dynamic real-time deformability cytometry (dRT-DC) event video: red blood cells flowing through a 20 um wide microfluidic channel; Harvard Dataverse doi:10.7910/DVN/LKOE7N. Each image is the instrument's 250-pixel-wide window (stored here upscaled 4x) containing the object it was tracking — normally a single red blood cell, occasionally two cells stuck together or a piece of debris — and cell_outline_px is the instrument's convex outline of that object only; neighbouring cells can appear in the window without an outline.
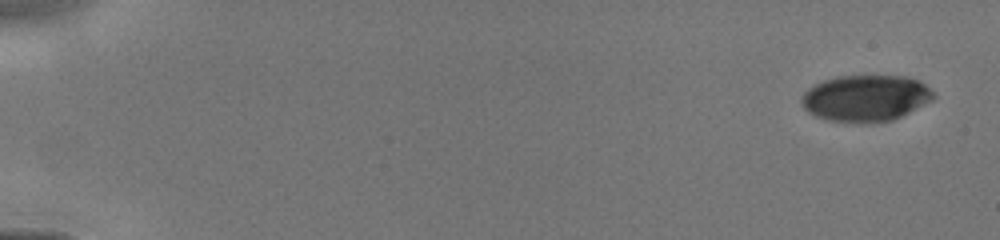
{"species": "human", "species_latin": "Homo sapiens", "temperature_condition": "cold", "stored_images_in_passage": 6, "camera_frame_rate_fps": 3000, "um_per_image_px": 0.085, "donor": {"sex": "male"}, "frame": {"image": 1, "passage_image": 1, "time_ms": 0.0, "image_size_px": [1000, 240], "cell_outline_px": [[936, 96], [932, 100], [892, 120], [872, 124], [860, 124], [828, 120], [816, 116], [808, 112], [804, 108], [800, 100], [804, 92], [808, 88], [824, 80], [836, 76], [908, 76], [924, 84]], "centroid_in_image_um": [73.55, 8.36], "position_along_channel_um": 11.5, "area_um2": 35.78}}
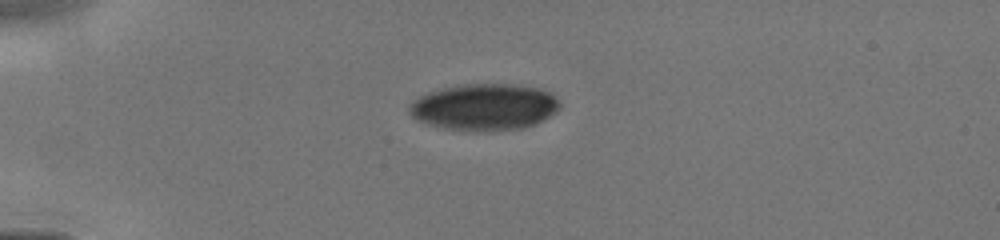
{"frame": {"image": 2, "passage_image": 5, "time_ms": 3.667, "image_size_px": [1000, 240], "cell_outline_px": [[560, 108], [556, 112], [544, 120], [536, 124], [524, 128], [492, 132], [468, 132], [440, 128], [416, 120], [408, 112], [408, 104], [412, 100], [420, 96], [444, 88], [464, 84], [508, 84], [536, 88], [548, 92], [560, 104]], "centroid_in_image_um": [41.13, 9.14], "position_along_channel_um": 43.9, "area_um2": 41.27}}